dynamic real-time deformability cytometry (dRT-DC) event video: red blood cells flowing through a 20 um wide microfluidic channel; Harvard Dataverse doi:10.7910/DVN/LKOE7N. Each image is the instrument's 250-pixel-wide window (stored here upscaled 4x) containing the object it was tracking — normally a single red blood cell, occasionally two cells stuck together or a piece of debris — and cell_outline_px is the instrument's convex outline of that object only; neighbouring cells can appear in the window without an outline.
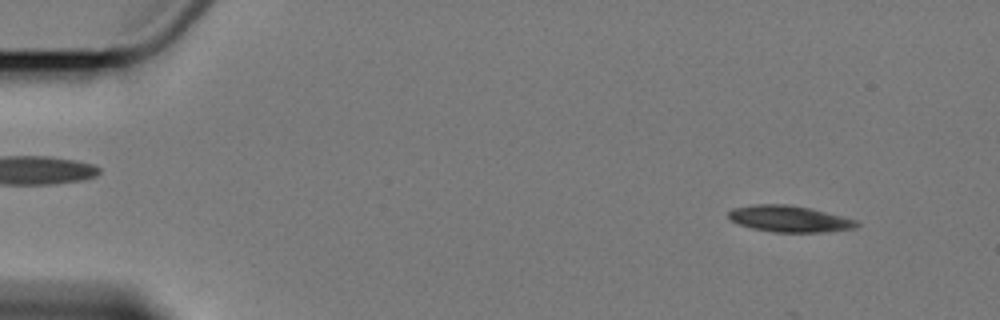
{"species": "Egyptian fruit bat (a non-hibernating species)", "species_latin": "Rousettus aegyptiacus", "temperature_condition": "cold", "stored_images_in_passage": 14, "camera_frame_rate_fps": 3000, "um_per_image_px": 0.085, "animal": {"sex": "female"}, "frame": {"image": 1, "passage_image": 1, "time_ms": 0.0, "image_size_px": [1000, 320], "cell_outline_px": [[860, 224], [856, 228], [824, 232], [776, 232], [752, 228], [740, 224], [732, 220], [728, 216], [728, 212], [732, 208], [752, 204], [788, 204], [812, 208], [856, 220]], "centroid_in_image_um": [67.11, 18.59], "position_along_channel_um": 17.9, "area_um2": 19.71}}
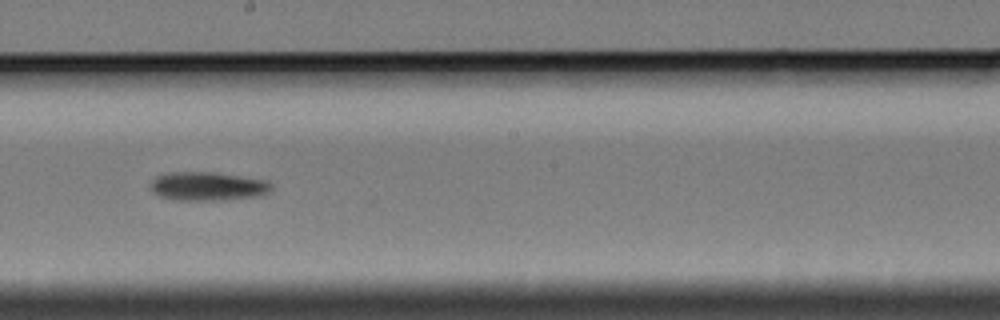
{"frame": {"image": 2, "passage_image": 8, "time_ms": 9.333, "image_size_px": [1000, 320], "cell_outline_px": [[272, 188], [268, 192], [252, 196], [220, 200], [176, 200], [160, 196], [152, 188], [152, 180], [156, 176], [168, 172], [212, 172], [264, 180], [272, 184]], "centroid_in_image_um": [17.62, 15.82], "position_along_channel_um": 230.6, "area_um2": 19.71}}
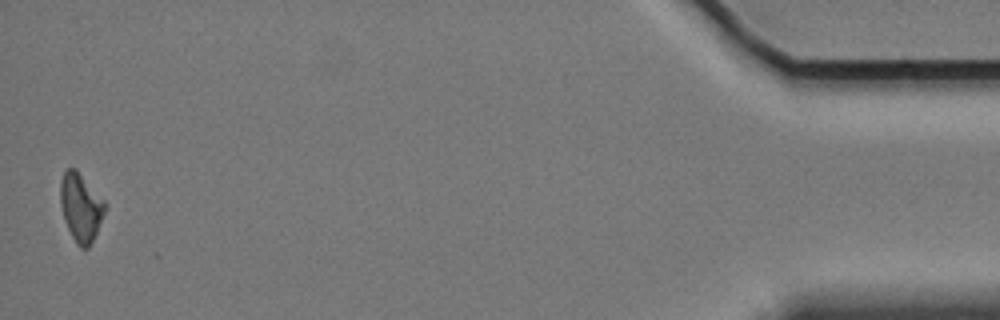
{"frame": {"image": 3, "passage_image": 14, "time_ms": 17.667, "image_size_px": [1000, 320], "cell_outline_px": [[104, 212], [96, 232], [88, 248], [80, 248], [76, 244], [64, 220], [60, 204], [60, 180], [64, 172], [68, 168], [76, 168], [104, 200]], "centroid_in_image_um": [6.83, 17.6], "position_along_channel_um": 428.4, "area_um2": 17.46}}